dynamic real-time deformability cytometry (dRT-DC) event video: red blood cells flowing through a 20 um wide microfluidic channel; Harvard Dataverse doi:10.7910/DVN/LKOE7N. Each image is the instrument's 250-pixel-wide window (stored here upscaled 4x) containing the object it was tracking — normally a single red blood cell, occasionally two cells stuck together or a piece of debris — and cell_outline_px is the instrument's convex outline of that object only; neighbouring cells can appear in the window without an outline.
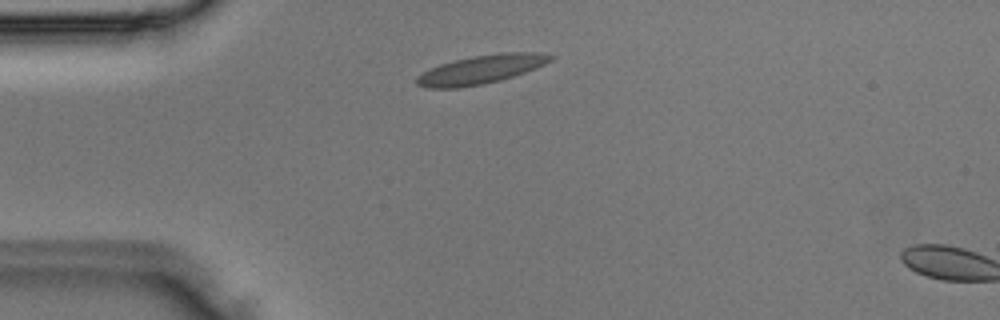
{"species": "Egyptian fruit bat (a non-hibernating species)", "species_latin": "Rousettus aegyptiacus", "temperature_condition": "room temperature", "stored_images_in_passage": 2, "camera_frame_rate_fps": 3000, "um_per_image_px": 0.085, "animal": {"sex": "male"}, "frame": {"image": 1, "passage_image": 1, "time_ms": 0.0, "image_size_px": [1000, 320], "cell_outline_px": [[556, 56], [552, 60], [544, 64], [524, 72], [500, 80], [484, 84], [460, 88], [424, 88], [416, 84], [416, 76], [440, 64], [456, 60], [476, 56], [508, 52], [544, 52]], "centroid_in_image_um": [40.9, 5.91], "position_along_channel_um": 44.1, "area_um2": 22.14}}